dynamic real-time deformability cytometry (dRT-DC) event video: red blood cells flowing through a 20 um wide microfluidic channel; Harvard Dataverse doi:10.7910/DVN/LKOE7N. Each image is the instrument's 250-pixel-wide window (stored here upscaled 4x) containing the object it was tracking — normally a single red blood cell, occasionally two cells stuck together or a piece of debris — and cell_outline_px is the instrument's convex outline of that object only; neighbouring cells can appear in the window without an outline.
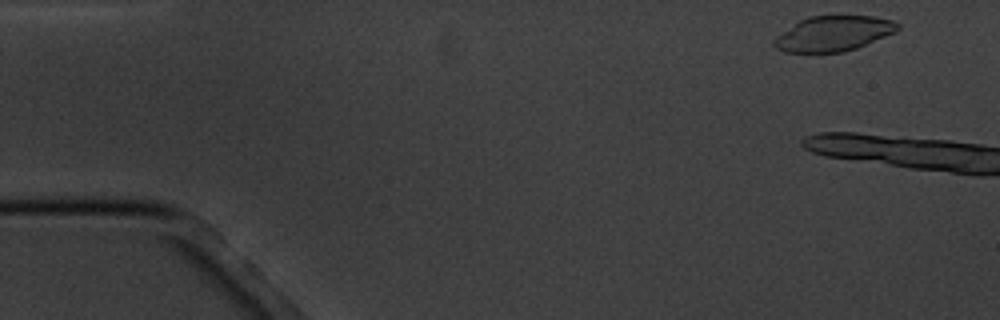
{"species": "common noctule bat (a hibernating species)", "species_latin": "Nyctalus noctula", "temperature_condition": "cold", "stored_images_in_passage": 4, "camera_frame_rate_fps": 3000, "um_per_image_px": 0.085, "animal": {"sex": "male", "body_mass_g": 20.1, "forearm_length_mm": 53.5}, "frame": {"image": 1, "passage_image": 1, "time_ms": 0.0, "image_size_px": [1000, 320], "cell_outline_px": [[900, 28], [896, 32], [856, 48], [844, 52], [784, 52], [776, 48], [772, 44], [772, 40], [776, 36], [800, 20], [808, 16], [872, 16], [892, 20], [900, 24]], "centroid_in_image_um": [70.84, 2.85], "position_along_channel_um": 14.2, "area_um2": 25.26}}